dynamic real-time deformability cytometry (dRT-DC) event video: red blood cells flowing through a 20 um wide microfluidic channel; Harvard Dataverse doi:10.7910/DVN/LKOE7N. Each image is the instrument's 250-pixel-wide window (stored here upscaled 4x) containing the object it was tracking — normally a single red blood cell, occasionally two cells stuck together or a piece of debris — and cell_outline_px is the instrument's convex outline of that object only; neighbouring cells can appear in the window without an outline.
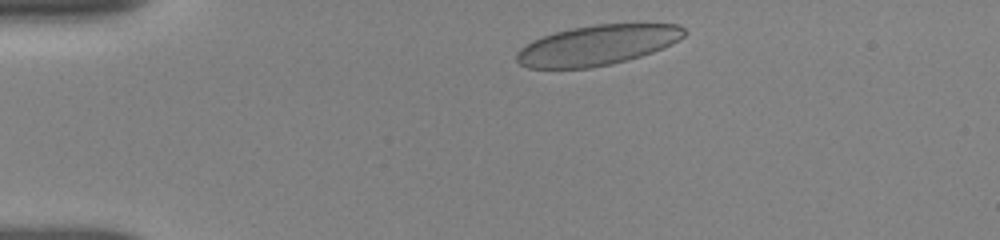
{"species": "human", "species_latin": "Homo sapiens", "temperature_condition": "room temperature", "stored_images_in_passage": 4, "camera_frame_rate_fps": 3000, "um_per_image_px": 0.085, "donor": {"sex": "female"}, "frame": {"image": 1, "passage_image": 1, "time_ms": 0.0, "image_size_px": [1000, 240], "cell_outline_px": [[688, 32], [684, 36], [672, 44], [652, 52], [640, 56], [608, 64], [588, 68], [528, 68], [520, 64], [516, 60], [516, 52], [520, 48], [532, 40], [556, 32], [572, 28], [596, 24], [680, 24]], "centroid_in_image_um": [50.77, 3.83], "position_along_channel_um": 34.2, "area_um2": 38.9}}
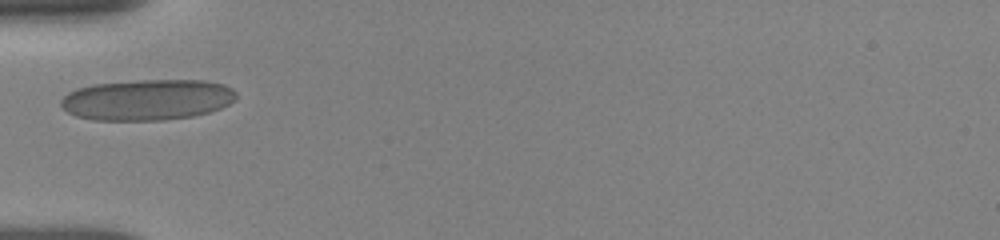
{"frame": {"image": 2, "passage_image": 3, "time_ms": 2.333, "image_size_px": [1000, 240], "cell_outline_px": [[236, 100], [220, 108], [208, 112], [192, 116], [164, 120], [92, 120], [76, 116], [68, 112], [60, 104], [60, 100], [68, 92], [76, 88], [92, 84], [140, 80], [204, 80], [224, 84], [232, 88], [236, 92]], "centroid_in_image_um": [12.51, 8.47], "position_along_channel_um": 72.5, "area_um2": 41.96}}
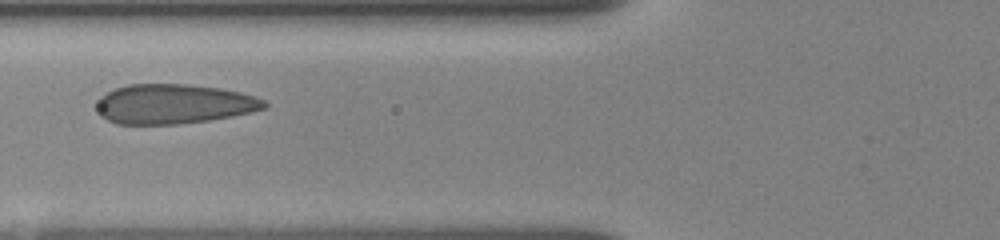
{"frame": {"image": 3, "passage_image": 4, "time_ms": 3.333, "image_size_px": [1000, 240], "cell_outline_px": [[268, 104], [264, 108], [232, 116], [208, 120], [176, 124], [116, 124], [100, 116], [100, 96], [116, 88], [128, 84], [188, 84], [220, 88], [240, 92], [264, 100]], "centroid_in_image_um": [14.77, 8.83], "position_along_channel_um": 111.0, "area_um2": 38.26}}